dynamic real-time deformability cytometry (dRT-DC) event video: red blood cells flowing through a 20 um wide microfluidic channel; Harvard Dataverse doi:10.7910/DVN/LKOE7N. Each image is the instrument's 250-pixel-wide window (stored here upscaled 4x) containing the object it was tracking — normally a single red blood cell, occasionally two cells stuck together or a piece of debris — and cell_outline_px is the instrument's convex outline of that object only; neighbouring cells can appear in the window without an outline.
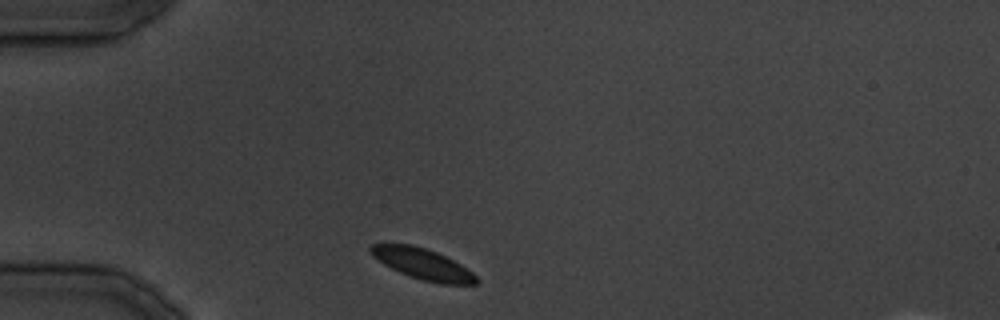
{"species": "common noctule bat (a hibernating species)", "species_latin": "Nyctalus noctula", "temperature_condition": "cold", "stored_images_in_passage": 19, "camera_frame_rate_fps": 3000, "um_per_image_px": 0.085, "animal": {"sex": "male", "body_mass_g": 19.5, "forearm_length_mm": 54.6}, "frame": {"image": 1, "passage_image": 1, "time_ms": 0.0, "image_size_px": [1000, 320], "cell_outline_px": [[480, 280], [476, 284], [440, 284], [408, 276], [384, 264], [372, 256], [368, 252], [368, 248], [372, 244], [412, 244], [436, 252], [460, 264], [472, 272]], "centroid_in_image_um": [35.91, 22.44], "position_along_channel_um": 49.1, "area_um2": 18.9}}
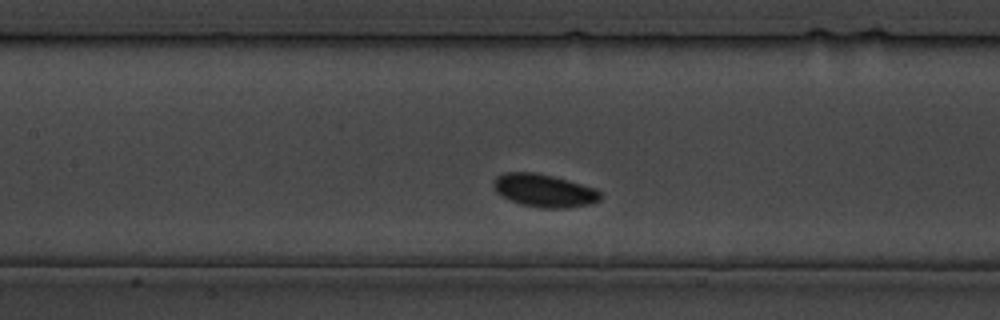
{"frame": {"image": 2, "passage_image": 9, "time_ms": 9.0, "image_size_px": [1000, 320], "cell_outline_px": [[600, 200], [592, 204], [564, 208], [544, 208], [524, 204], [512, 200], [496, 192], [492, 188], [492, 180], [496, 176], [504, 172], [532, 172], [552, 176], [568, 180], [596, 188], [600, 192]], "centroid_in_image_um": [46.24, 16.18], "position_along_channel_um": 161.2, "area_um2": 20.4}}
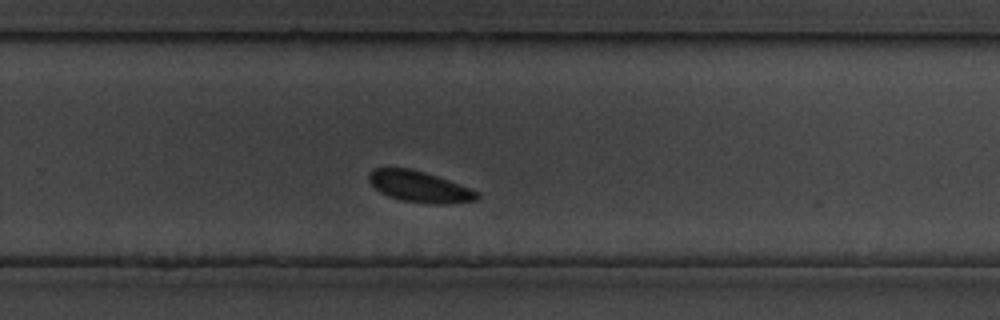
{"frame": {"image": 3, "passage_image": 16, "time_ms": 18.0, "image_size_px": [1000, 320], "cell_outline_px": [[480, 196], [476, 200], [440, 204], [436, 204], [400, 200], [388, 196], [380, 192], [368, 180], [368, 172], [376, 168], [412, 168], [448, 180], [480, 192]], "centroid_in_image_um": [35.64, 15.86], "position_along_channel_um": 294.2, "area_um2": 19.42}}